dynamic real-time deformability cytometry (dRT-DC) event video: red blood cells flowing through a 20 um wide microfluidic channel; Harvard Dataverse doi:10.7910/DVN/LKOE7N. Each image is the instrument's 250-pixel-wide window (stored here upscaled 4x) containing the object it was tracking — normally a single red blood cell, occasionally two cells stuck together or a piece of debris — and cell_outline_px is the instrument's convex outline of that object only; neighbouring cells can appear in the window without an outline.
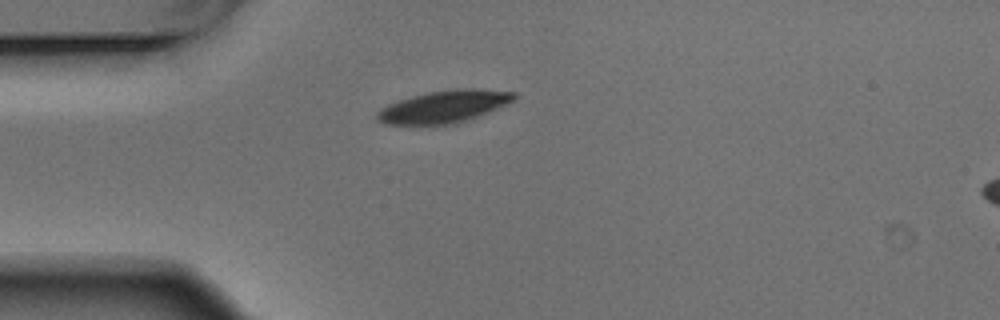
{"species": "Egyptian fruit bat (a non-hibernating species)", "species_latin": "Rousettus aegyptiacus", "temperature_condition": "warm", "stored_images_in_passage": 3, "camera_frame_rate_fps": 3000, "um_per_image_px": 0.085, "animal": {"sex": "male"}, "frame": {"image": 1, "passage_image": 1, "time_ms": 0.0, "image_size_px": [1000, 320], "cell_outline_px": [[516, 100], [476, 116], [452, 124], [384, 124], [376, 120], [376, 112], [380, 108], [388, 104], [412, 96], [428, 92], [456, 88], [476, 88], [516, 92]], "centroid_in_image_um": [37.72, 9.04], "position_along_channel_um": 47.3, "area_um2": 25.55}}
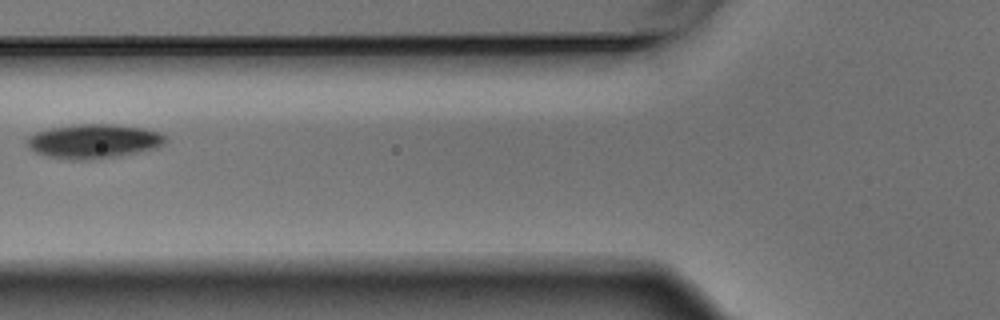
{"frame": {"image": 2, "passage_image": 3, "time_ms": 0.667, "image_size_px": [1000, 320], "cell_outline_px": [[168, 140], [164, 144], [156, 148], [116, 156], [88, 160], [72, 160], [48, 156], [36, 152], [28, 148], [24, 144], [28, 136], [36, 132], [52, 128], [72, 124], [116, 124], [144, 128], [160, 132], [168, 136]], "centroid_in_image_um": [7.97, 11.99], "position_along_channel_um": 117.8, "area_um2": 27.86}}